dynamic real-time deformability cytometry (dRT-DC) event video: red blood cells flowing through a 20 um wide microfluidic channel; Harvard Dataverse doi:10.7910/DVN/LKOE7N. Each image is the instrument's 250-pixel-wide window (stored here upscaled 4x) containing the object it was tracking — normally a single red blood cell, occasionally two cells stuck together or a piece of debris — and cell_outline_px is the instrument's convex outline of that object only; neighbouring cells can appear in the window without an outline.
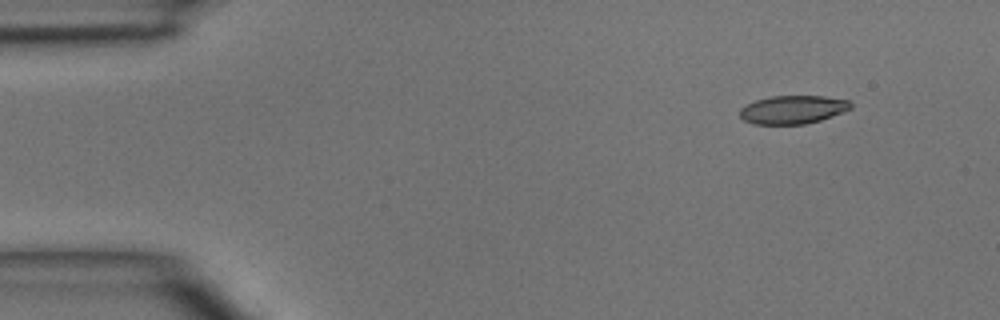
{"species": "common noctule bat (a hibernating species)", "species_latin": "Nyctalus noctula", "temperature_condition": "room temperature", "stored_images_in_passage": 10, "camera_frame_rate_fps": 3000, "um_per_image_px": 0.085, "animal": {"sex": "male", "body_mass_g": 15.6}, "frame": {"image": 1, "passage_image": 1, "time_ms": 0.0, "image_size_px": [1000, 320], "cell_outline_px": [[852, 108], [844, 112], [820, 120], [804, 124], [752, 124], [744, 120], [740, 116], [740, 108], [744, 104], [756, 100], [772, 96], [824, 96], [848, 100], [852, 104]], "centroid_in_image_um": [67.38, 9.31], "position_along_channel_um": 17.6, "area_um2": 18.38}}
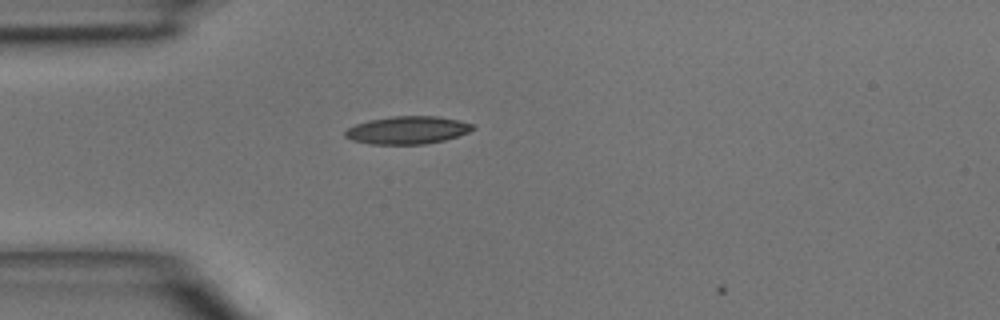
{"frame": {"image": 2, "passage_image": 9, "time_ms": 2.667, "image_size_px": [1000, 320], "cell_outline_px": [[476, 128], [468, 132], [444, 140], [424, 144], [368, 144], [352, 140], [344, 136], [344, 132], [348, 128], [356, 124], [368, 120], [392, 116], [440, 116], [460, 120], [472, 124]], "centroid_in_image_um": [34.62, 11.05], "position_along_channel_um": 50.4, "area_um2": 20.69}}